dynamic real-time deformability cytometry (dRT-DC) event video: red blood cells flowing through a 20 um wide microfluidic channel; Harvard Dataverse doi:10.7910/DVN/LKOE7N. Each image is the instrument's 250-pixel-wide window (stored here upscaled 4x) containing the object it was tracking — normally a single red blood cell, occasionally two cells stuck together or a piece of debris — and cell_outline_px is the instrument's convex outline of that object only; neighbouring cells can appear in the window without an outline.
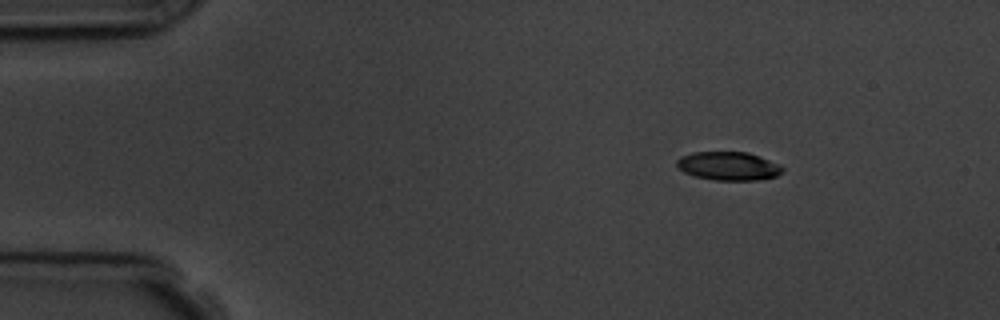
{"species": "common noctule bat (a hibernating species)", "species_latin": "Nyctalus noctula", "temperature_condition": "room temperature", "stored_images_in_passage": 8, "camera_frame_rate_fps": 3000, "um_per_image_px": 0.085, "animal": {"sex": "male", "body_mass_g": 19.5, "forearm_length_mm": 54.6}, "frame": {"image": 1, "passage_image": 1, "time_ms": 0.0, "image_size_px": [1000, 320], "cell_outline_px": [[784, 172], [776, 176], [756, 180], [716, 180], [696, 176], [684, 172], [676, 164], [676, 160], [680, 156], [692, 152], [748, 152], [780, 164], [784, 168]], "centroid_in_image_um": [61.94, 14.1], "position_along_channel_um": 23.1, "area_um2": 17.57}}
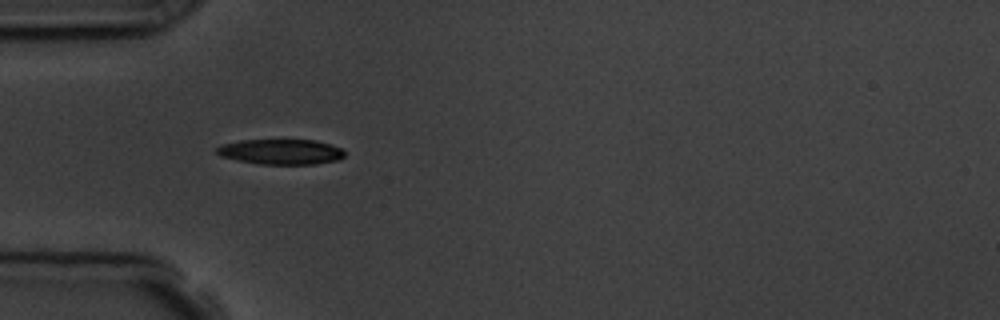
{"frame": {"image": 2, "passage_image": 4, "time_ms": 3.0, "image_size_px": [1000, 320], "cell_outline_px": [[344, 156], [340, 160], [316, 164], [260, 164], [236, 160], [220, 156], [216, 152], [216, 148], [220, 144], [240, 140], [316, 140], [332, 144], [340, 148], [344, 152]], "centroid_in_image_um": [23.87, 12.9], "position_along_channel_um": 61.1, "area_um2": 19.02}}
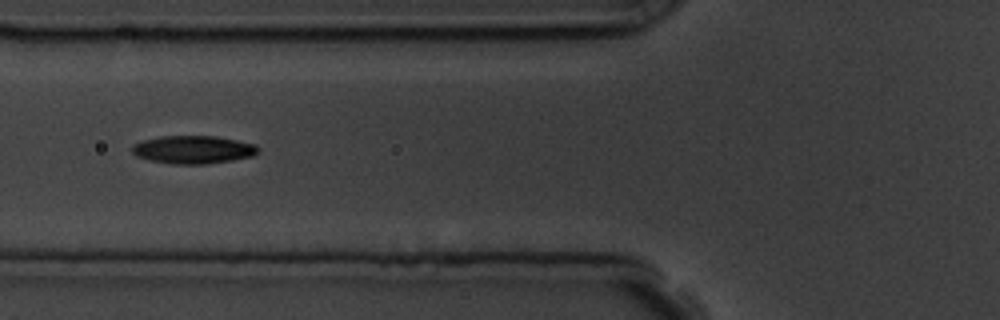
{"frame": {"image": 3, "passage_image": 5, "time_ms": 4.333, "image_size_px": [1000, 320], "cell_outline_px": [[260, 148], [252, 156], [232, 160], [208, 164], [172, 164], [152, 160], [136, 156], [132, 152], [132, 144], [144, 140], [160, 136], [216, 136], [256, 144]], "centroid_in_image_um": [16.42, 12.71], "position_along_channel_um": 109.4, "area_um2": 20.52}}